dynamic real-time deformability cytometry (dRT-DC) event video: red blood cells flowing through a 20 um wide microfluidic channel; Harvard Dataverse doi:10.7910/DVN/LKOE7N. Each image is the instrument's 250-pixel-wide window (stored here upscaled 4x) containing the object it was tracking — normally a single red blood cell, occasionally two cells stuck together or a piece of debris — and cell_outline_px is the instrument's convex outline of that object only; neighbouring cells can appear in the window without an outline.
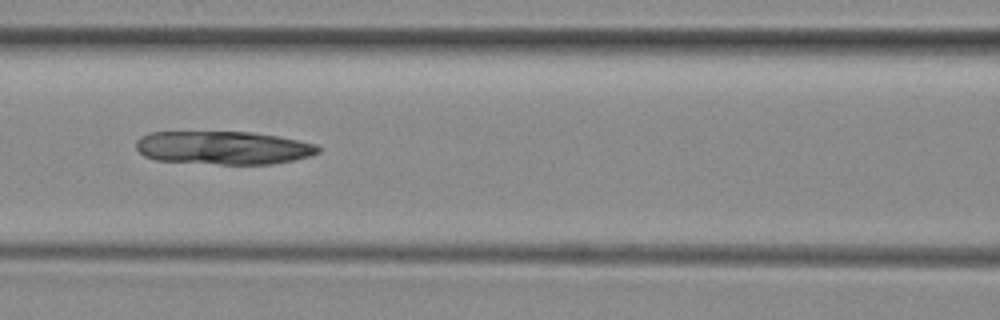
{"species": "common noctule bat (a hibernating species)", "species_latin": "Nyctalus noctula", "temperature_condition": "room temperature", "stored_images_in_passage": 30, "camera_frame_rate_fps": 3000, "um_per_image_px": 0.085, "animal": {"sex": "female", "body_mass_g": 29.2, "forearm_length_mm": 56.3}, "frame": {"image": 1, "passage_image": 7, "time_ms": 2.0, "image_size_px": [1000, 320], "cell_outline_px": [[320, 152], [308, 156], [292, 160], [272, 164], [220, 164], [156, 160], [144, 156], [136, 148], [136, 140], [140, 136], [152, 132], [252, 132], [280, 136], [316, 144], [320, 148]], "centroid_in_image_um": [18.97, 12.55], "position_along_channel_um": 147.6, "area_um2": 35.32}}
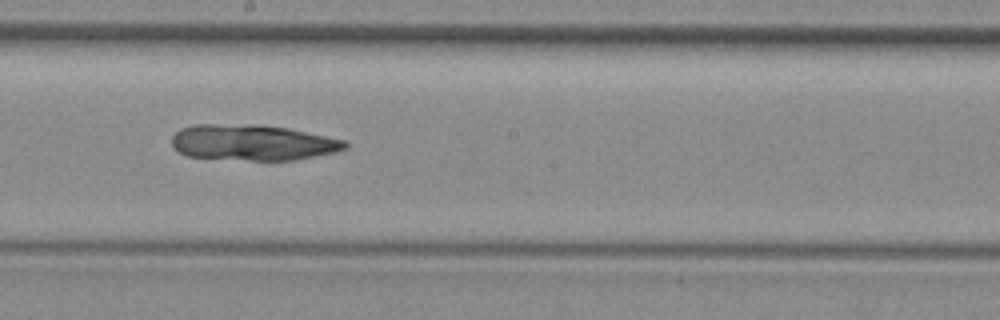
{"frame": {"image": 2, "passage_image": 13, "time_ms": 4.0, "image_size_px": [1000, 320], "cell_outline_px": [[348, 148], [336, 152], [296, 160], [252, 160], [188, 156], [180, 152], [172, 144], [172, 136], [180, 128], [192, 124], [260, 124], [288, 128], [348, 140]], "centroid_in_image_um": [21.53, 12.1], "position_along_channel_um": 226.7, "area_um2": 36.41}}
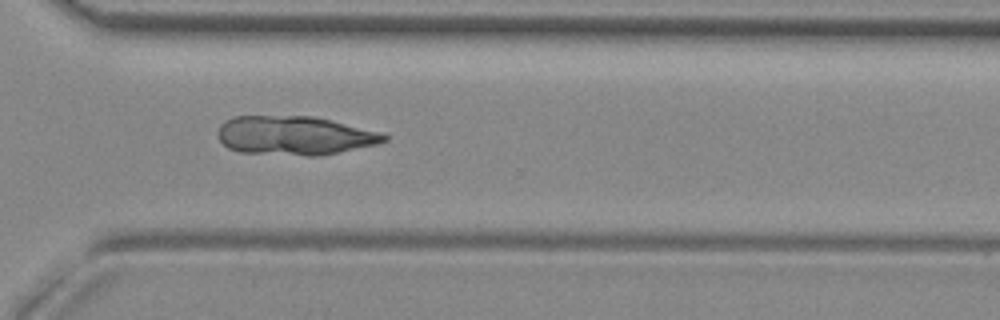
{"frame": {"image": 3, "passage_image": 22, "time_ms": 7.0, "image_size_px": [1000, 320], "cell_outline_px": [[388, 140], [376, 144], [320, 156], [308, 156], [240, 152], [228, 148], [220, 140], [216, 132], [220, 124], [224, 120], [232, 116], [312, 116], [332, 120], [384, 132], [388, 136]], "centroid_in_image_um": [25.04, 11.51], "position_along_channel_um": 345.6, "area_um2": 38.09}}